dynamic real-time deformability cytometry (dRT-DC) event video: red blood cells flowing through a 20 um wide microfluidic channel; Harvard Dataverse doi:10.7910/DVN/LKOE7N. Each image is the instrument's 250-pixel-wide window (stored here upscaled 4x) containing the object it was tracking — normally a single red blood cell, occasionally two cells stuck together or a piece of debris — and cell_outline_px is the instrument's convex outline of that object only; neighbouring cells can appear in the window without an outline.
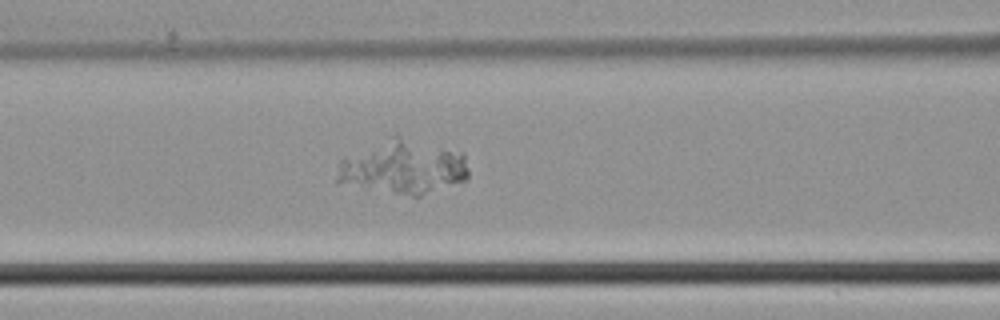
{"species": "common noctule bat (a hibernating species)", "species_latin": "Nyctalus noctula", "temperature_condition": "cold", "stored_images_in_passage": 32, "camera_frame_rate_fps": 3000, "um_per_image_px": 0.085, "animal": {"sex": "male", "body_mass_g": 21.5, "forearm_length_mm": 52.0}, "frame": {"image": 1, "passage_image": 8, "time_ms": 2.333, "image_size_px": [1000, 320], "cell_outline_px": [[468, 180], [420, 196], [412, 196], [364, 188], [336, 180], [336, 176], [340, 160], [392, 136], [396, 136], [464, 152], [468, 168]], "centroid_in_image_um": [34.34, 14.23], "position_along_channel_um": 132.3, "area_um2": 40.58}}
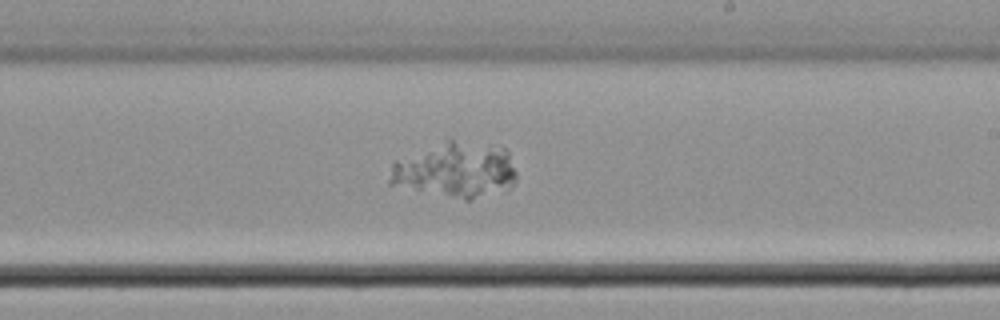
{"frame": {"image": 2, "passage_image": 16, "time_ms": 5.0, "image_size_px": [1000, 320], "cell_outline_px": [[516, 180], [508, 188], [468, 200], [464, 200], [388, 184], [388, 180], [392, 164], [396, 160], [448, 140], [452, 140], [504, 148], [508, 152], [516, 172]], "centroid_in_image_um": [38.71, 14.47], "position_along_channel_um": 250.3, "area_um2": 40.06}}
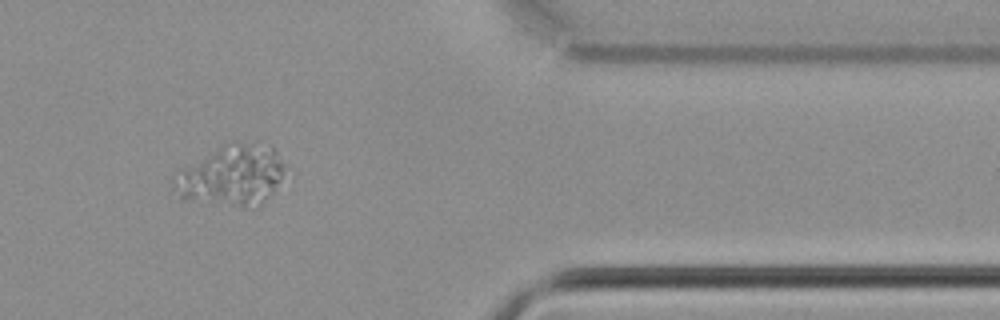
{"frame": {"image": 3, "passage_image": 27, "time_ms": 8.667, "image_size_px": [1000, 320], "cell_outline_px": [[284, 164], [280, 176], [272, 192], [256, 208], [244, 208], [180, 200], [172, 184], [172, 176], [180, 168], [224, 144], [236, 140], [272, 148], [276, 152]], "centroid_in_image_um": [19.58, 14.95], "position_along_channel_um": 391.8, "area_um2": 39.36}}